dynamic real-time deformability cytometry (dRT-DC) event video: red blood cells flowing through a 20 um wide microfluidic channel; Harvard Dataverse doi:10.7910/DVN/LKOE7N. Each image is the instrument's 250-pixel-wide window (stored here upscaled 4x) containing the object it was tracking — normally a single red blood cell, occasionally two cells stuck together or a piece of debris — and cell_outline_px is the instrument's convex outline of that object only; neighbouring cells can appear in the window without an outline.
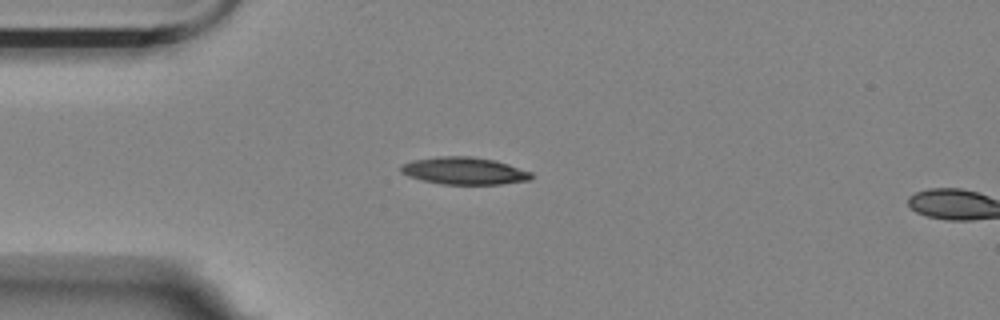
{"species": "Egyptian fruit bat (a non-hibernating species)", "species_latin": "Rousettus aegyptiacus", "temperature_condition": "room temperature", "stored_images_in_passage": 2, "camera_frame_rate_fps": 3000, "um_per_image_px": 0.085, "animal": {"sex": "female"}, "frame": {"image": 1, "passage_image": 1, "time_ms": 0.0, "image_size_px": [1000, 320], "cell_outline_px": [[532, 176], [528, 180], [500, 184], [440, 184], [408, 176], [400, 172], [400, 164], [412, 160], [436, 156], [468, 156], [492, 160], [508, 164], [532, 172]], "centroid_in_image_um": [39.4, 14.51], "position_along_channel_um": 45.6, "area_um2": 20.63}}